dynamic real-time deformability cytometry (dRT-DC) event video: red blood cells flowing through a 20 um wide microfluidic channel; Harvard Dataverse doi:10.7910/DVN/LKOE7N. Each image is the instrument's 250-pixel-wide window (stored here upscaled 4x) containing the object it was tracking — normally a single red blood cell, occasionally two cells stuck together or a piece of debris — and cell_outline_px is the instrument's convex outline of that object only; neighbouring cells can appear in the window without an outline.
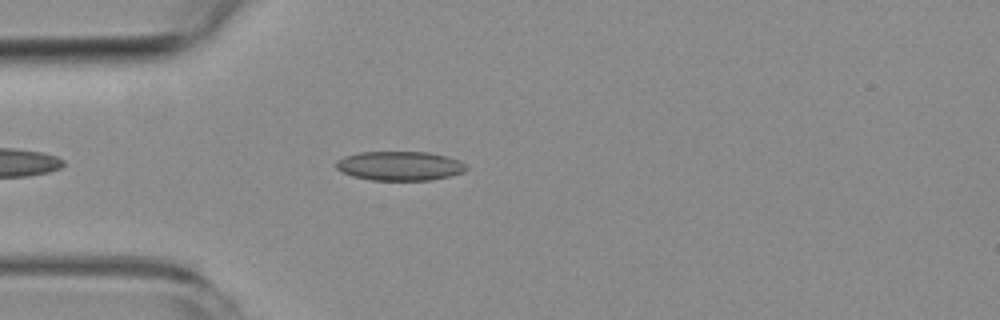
{"species": "common noctule bat (a hibernating species)", "species_latin": "Nyctalus noctula", "temperature_condition": "room temperature", "stored_images_in_passage": 4, "camera_frame_rate_fps": 3000, "um_per_image_px": 0.085, "animal": {"sex": "female", "body_mass_g": 19.3, "forearm_length_mm": 54.1}, "frame": {"image": 1, "passage_image": 4, "time_ms": 3.667, "image_size_px": [1000, 320], "cell_outline_px": [[468, 168], [464, 172], [452, 176], [432, 180], [372, 180], [352, 176], [340, 172], [336, 168], [336, 160], [344, 156], [360, 152], [428, 152], [460, 160]], "centroid_in_image_um": [33.97, 14.11], "position_along_channel_um": 51.0, "area_um2": 22.31}}